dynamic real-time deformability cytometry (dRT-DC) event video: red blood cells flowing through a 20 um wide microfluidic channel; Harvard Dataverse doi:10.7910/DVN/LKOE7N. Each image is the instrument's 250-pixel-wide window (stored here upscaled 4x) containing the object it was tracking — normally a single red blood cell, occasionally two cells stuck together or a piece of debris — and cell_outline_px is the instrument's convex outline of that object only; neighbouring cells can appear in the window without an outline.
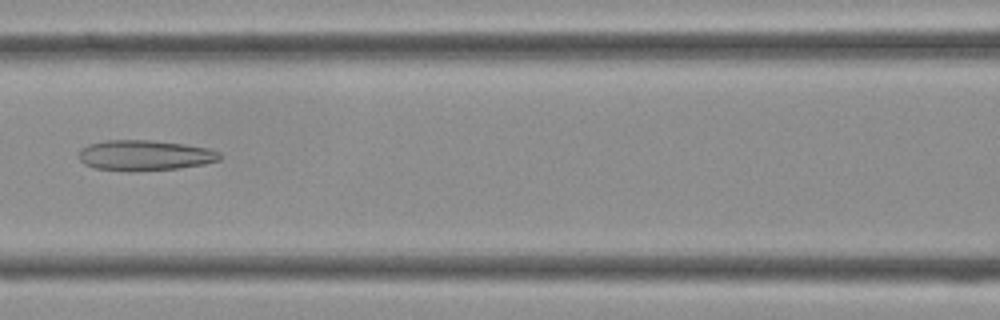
{"species": "Egyptian fruit bat (a non-hibernating species)", "species_latin": "Rousettus aegyptiacus", "temperature_condition": "cold", "stored_images_in_passage": 35, "camera_frame_rate_fps": 3000, "um_per_image_px": 0.085, "frame": {"image": 1, "passage_image": 12, "time_ms": 3.667, "image_size_px": [1000, 320], "cell_outline_px": [[220, 160], [204, 164], [180, 168], [132, 172], [128, 172], [96, 168], [84, 164], [80, 160], [80, 148], [88, 144], [108, 140], [152, 140], [184, 144], [208, 148], [220, 152]], "centroid_in_image_um": [12.3, 13.21], "position_along_channel_um": 154.3, "area_um2": 25.2}}
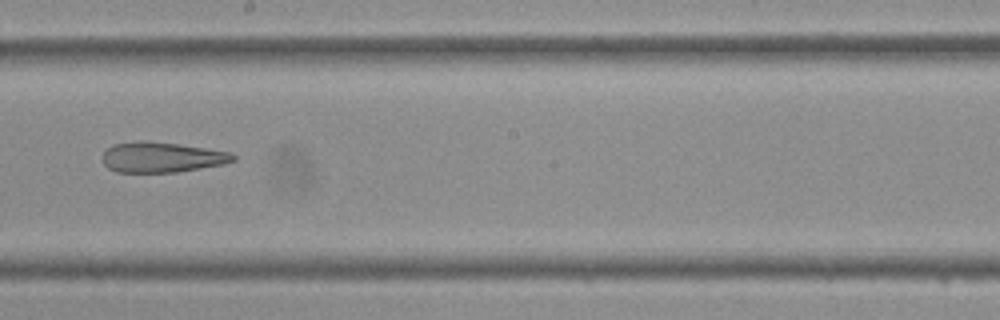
{"frame": {"image": 2, "passage_image": 17, "time_ms": 5.333, "image_size_px": [1000, 320], "cell_outline_px": [[236, 160], [224, 164], [176, 172], [116, 172], [108, 168], [100, 160], [100, 156], [112, 144], [140, 140], [144, 140], [180, 144], [232, 152], [236, 156]], "centroid_in_image_um": [13.72, 13.36], "position_along_channel_um": 234.5, "area_um2": 23.41}}
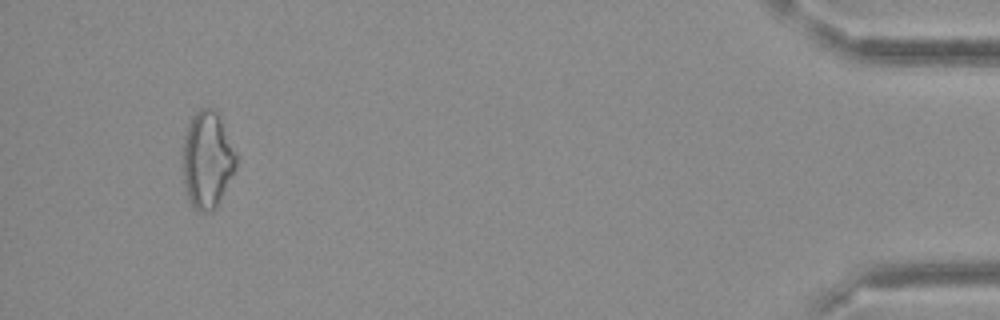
{"frame": {"image": 3, "passage_image": 33, "time_ms": 10.667, "image_size_px": [1000, 320], "cell_outline_px": [[236, 168], [216, 208], [212, 212], [196, 212], [188, 200], [184, 184], [184, 140], [188, 124], [192, 116], [200, 108], [216, 108], [220, 116], [236, 152]], "centroid_in_image_um": [17.63, 13.6], "position_along_channel_um": 417.6, "area_um2": 30.23}}